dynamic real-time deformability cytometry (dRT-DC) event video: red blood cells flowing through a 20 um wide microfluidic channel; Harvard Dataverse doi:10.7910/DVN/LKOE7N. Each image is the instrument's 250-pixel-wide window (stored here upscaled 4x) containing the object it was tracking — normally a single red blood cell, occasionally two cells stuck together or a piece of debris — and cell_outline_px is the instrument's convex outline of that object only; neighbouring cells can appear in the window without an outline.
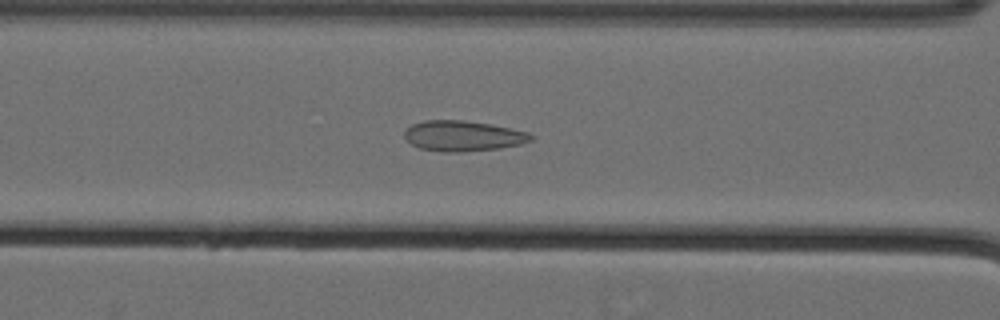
{"species": "Egyptian fruit bat (a non-hibernating species)", "species_latin": "Rousettus aegyptiacus", "temperature_condition": "cold", "stored_images_in_passage": 49, "camera_frame_rate_fps": 3000, "um_per_image_px": 0.085, "animal": {"sex": "female"}, "frame": {"image": 1, "passage_image": 17, "time_ms": 5.333, "image_size_px": [1000, 320], "cell_outline_px": [[536, 136], [532, 140], [520, 144], [500, 148], [460, 152], [444, 152], [420, 148], [412, 144], [404, 136], [404, 132], [412, 124], [424, 120], [464, 120], [492, 124], [528, 132]], "centroid_in_image_um": [39.38, 11.55], "position_along_channel_um": 127.2, "area_um2": 22.48}}
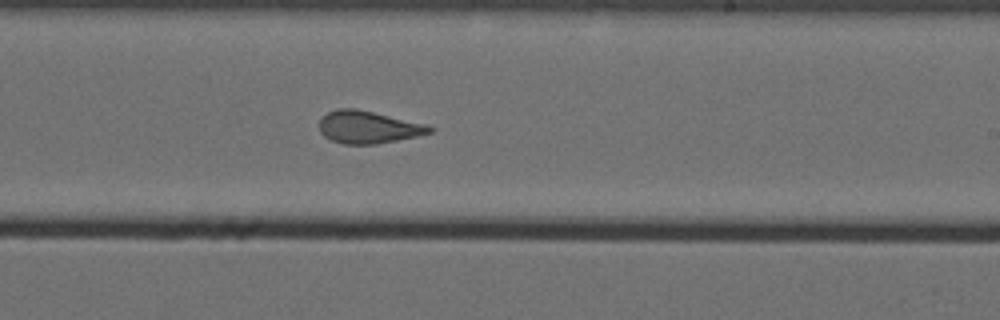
{"frame": {"image": 2, "passage_image": 28, "time_ms": 9.0, "image_size_px": [1000, 320], "cell_outline_px": [[436, 128], [432, 132], [416, 136], [376, 144], [344, 144], [332, 140], [324, 136], [320, 132], [320, 120], [328, 112], [336, 108], [356, 108], [428, 124]], "centroid_in_image_um": [31.32, 10.8], "position_along_channel_um": 257.7, "area_um2": 20.87}}
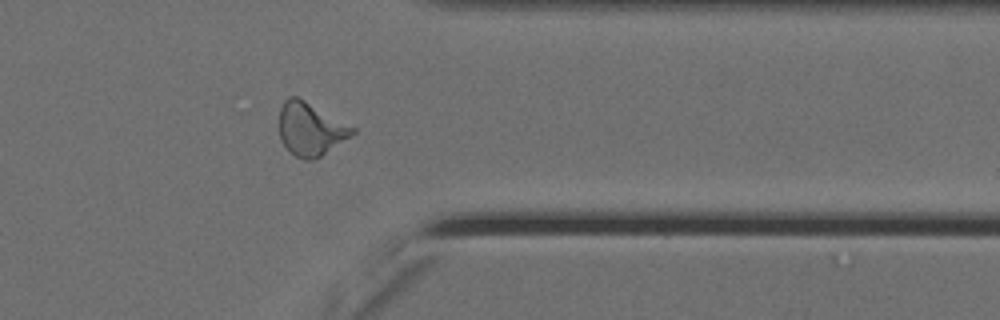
{"frame": {"image": 3, "passage_image": 39, "time_ms": 12.667, "image_size_px": [1000, 320], "cell_outline_px": [[356, 132], [352, 136], [320, 156], [312, 160], [304, 160], [296, 156], [280, 140], [280, 108], [284, 100], [288, 96], [296, 96], [304, 100], [356, 128]], "centroid_in_image_um": [26.4, 10.96], "position_along_channel_um": 385.0, "area_um2": 22.37}, "authors_computed_cell_mechanics": {"area_um2": 22.3686, "velocity_mm_per_s": 3.5646, "shape_relaxation_time_tau1_ms": null, "shape_relaxation_time_tau2_ms": 1.3117, "deformation_change_tau1": null, "deformation_change_tau2": 0.0822}}